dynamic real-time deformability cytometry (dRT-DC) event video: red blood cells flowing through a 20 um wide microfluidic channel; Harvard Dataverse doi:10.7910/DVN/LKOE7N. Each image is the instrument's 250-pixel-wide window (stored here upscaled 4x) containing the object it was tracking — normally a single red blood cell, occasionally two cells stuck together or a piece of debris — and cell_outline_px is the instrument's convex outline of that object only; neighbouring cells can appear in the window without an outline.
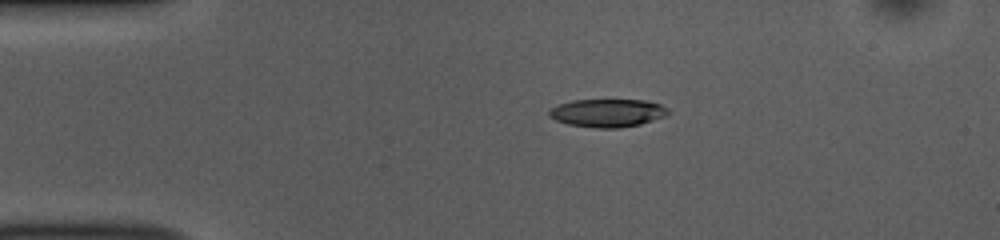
{"species": "common noctule bat (a hibernating species)", "species_latin": "Nyctalus noctula", "temperature_condition": "room temperature", "stored_images_in_passage": 43, "camera_frame_rate_fps": 3000, "um_per_image_px": 0.085, "animal": {"sex": "female", "body_mass_g": 10.0, "forearm_length_mm": 53.1}, "frame": {"image": 1, "passage_image": 1, "time_ms": 0.0, "image_size_px": [1000, 240], "cell_outline_px": [[668, 112], [664, 116], [640, 124], [620, 128], [596, 128], [568, 124], [556, 120], [548, 116], [548, 112], [552, 108], [560, 104], [572, 100], [648, 100], [660, 104], [668, 108]], "centroid_in_image_um": [51.63, 9.6], "position_along_channel_um": 33.4, "area_um2": 19.36}}
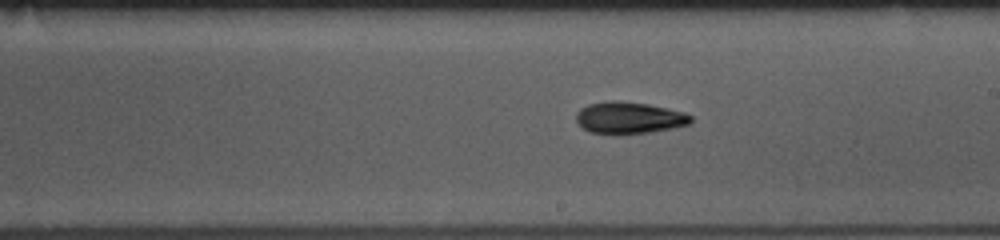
{"frame": {"image": 2, "passage_image": 20, "time_ms": 6.333, "image_size_px": [1000, 240], "cell_outline_px": [[692, 120], [688, 124], [672, 128], [648, 132], [616, 136], [588, 132], [576, 120], [576, 112], [580, 108], [588, 104], [608, 100], [616, 100], [648, 104], [668, 108], [684, 112], [692, 116]], "centroid_in_image_um": [53.43, 10.02], "position_along_channel_um": 235.6, "area_um2": 21.62}}
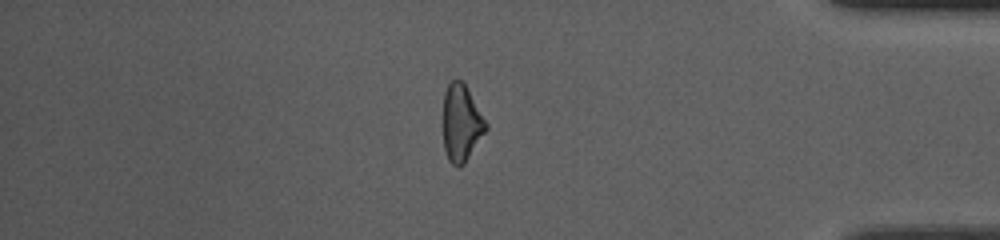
{"frame": {"image": 3, "passage_image": 35, "time_ms": 11.333, "image_size_px": [1000, 240], "cell_outline_px": [[488, 128], [464, 164], [460, 168], [456, 168], [448, 160], [444, 148], [444, 92], [448, 84], [456, 76], [464, 84], [488, 124]], "centroid_in_image_um": [39.21, 10.48], "position_along_channel_um": 396.0, "area_um2": 19.07}, "authors_computed_cell_mechanics": {"area_um2": 19.9988, "velocity_mm_per_s": 3.8246, "shape_relaxation_time_tau1_ms": 3.7828, "shape_relaxation_time_tau2_ms": 6.4077, "deformation_change_tau1": 0.159, "deformation_change_tau2": 0.1729}}